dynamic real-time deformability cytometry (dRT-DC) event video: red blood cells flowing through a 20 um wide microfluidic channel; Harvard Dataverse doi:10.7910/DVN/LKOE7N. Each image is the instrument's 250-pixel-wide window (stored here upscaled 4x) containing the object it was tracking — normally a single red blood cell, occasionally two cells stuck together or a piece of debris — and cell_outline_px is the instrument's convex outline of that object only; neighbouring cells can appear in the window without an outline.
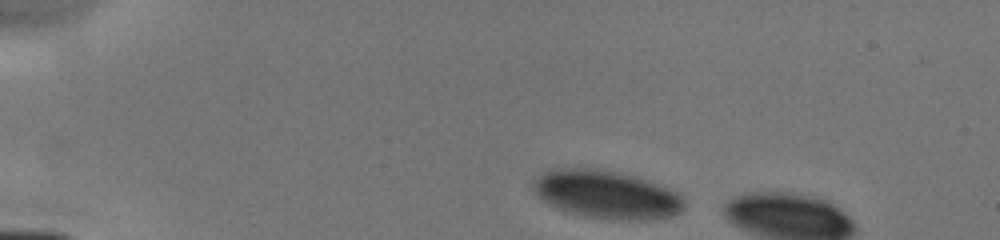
{"species": "human", "species_latin": "Homo sapiens", "temperature_condition": "cold", "stored_images_in_passage": 3, "camera_frame_rate_fps": 3000, "um_per_image_px": 0.085, "donor": {"sex": "male"}, "frame": {"image": 1, "passage_image": 1, "time_ms": 0.0, "image_size_px": [1000, 240], "cell_outline_px": [[684, 208], [680, 212], [668, 216], [652, 220], [612, 220], [588, 216], [568, 212], [556, 208], [548, 204], [532, 188], [532, 180], [544, 172], [552, 168], [596, 168], [616, 172], [632, 176], [668, 188], [676, 192], [684, 200]], "centroid_in_image_um": [51.52, 16.54], "position_along_channel_um": 33.5, "area_um2": 42.08}}